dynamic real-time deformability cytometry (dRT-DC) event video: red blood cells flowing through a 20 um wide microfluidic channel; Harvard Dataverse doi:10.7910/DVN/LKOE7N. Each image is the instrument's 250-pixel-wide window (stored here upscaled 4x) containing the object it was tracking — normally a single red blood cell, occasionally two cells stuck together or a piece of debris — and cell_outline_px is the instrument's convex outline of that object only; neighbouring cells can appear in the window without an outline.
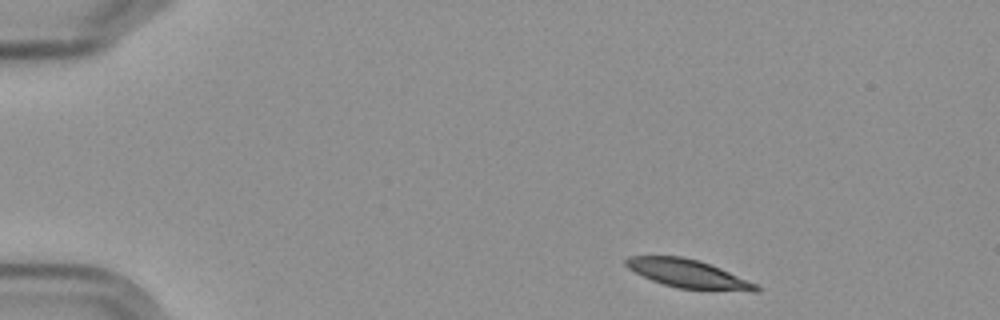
{"species": "Egyptian fruit bat (a non-hibernating species)", "species_latin": "Rousettus aegyptiacus", "temperature_condition": "cold", "stored_images_in_passage": 3, "camera_frame_rate_fps": 3000, "um_per_image_px": 0.085, "frame": {"image": 1, "passage_image": 1, "time_ms": 0.0, "image_size_px": [1000, 320], "cell_outline_px": [[764, 288], [760, 292], [752, 292], [676, 288], [652, 280], [628, 268], [624, 264], [624, 260], [628, 256], [680, 256], [700, 260], [720, 268], [756, 284]], "centroid_in_image_um": [58.53, 23.28], "position_along_channel_um": 26.5, "area_um2": 21.56}}